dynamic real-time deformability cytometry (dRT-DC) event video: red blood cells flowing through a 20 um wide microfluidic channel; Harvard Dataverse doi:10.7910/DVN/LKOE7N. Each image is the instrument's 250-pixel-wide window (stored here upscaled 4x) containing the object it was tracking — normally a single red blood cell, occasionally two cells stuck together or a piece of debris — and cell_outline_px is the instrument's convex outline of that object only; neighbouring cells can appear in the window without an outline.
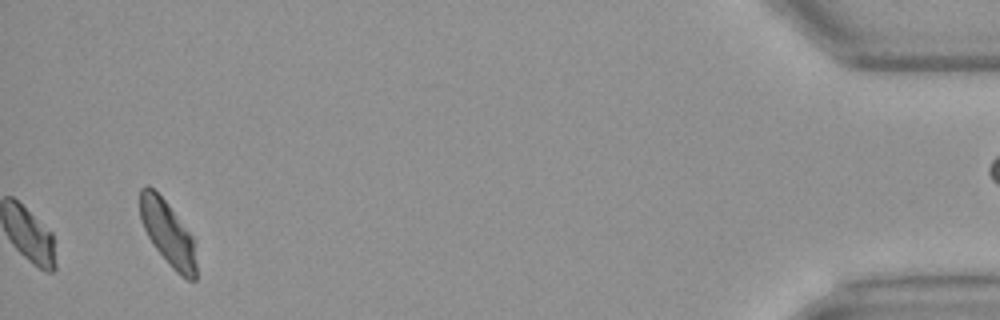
{"species": "Egyptian fruit bat (a non-hibernating species)", "species_latin": "Rousettus aegyptiacus", "temperature_condition": "warm", "stored_images_in_passage": 36, "camera_frame_rate_fps": 3000, "um_per_image_px": 0.085, "animal": {"sex": "female"}, "frame": {"image": 1, "passage_image": 36, "time_ms": 11.667, "image_size_px": [1000, 320], "cell_outline_px": [[196, 280], [188, 280], [180, 276], [172, 268], [152, 244], [144, 228], [140, 216], [140, 188], [148, 184], [168, 204], [192, 236], [196, 264]], "centroid_in_image_um": [14.25, 19.84], "position_along_channel_um": 420.9, "area_um2": 20.87}, "authors_computed_cell_mechanics": {"area_um2": 18.5538, "velocity_mm_per_s": 4.0802, "shape_relaxation_time_tau1_ms": 2.0846, "shape_relaxation_time_tau2_ms": null, "deformation_change_tau1": 0.0796, "deformation_change_tau2": null}}